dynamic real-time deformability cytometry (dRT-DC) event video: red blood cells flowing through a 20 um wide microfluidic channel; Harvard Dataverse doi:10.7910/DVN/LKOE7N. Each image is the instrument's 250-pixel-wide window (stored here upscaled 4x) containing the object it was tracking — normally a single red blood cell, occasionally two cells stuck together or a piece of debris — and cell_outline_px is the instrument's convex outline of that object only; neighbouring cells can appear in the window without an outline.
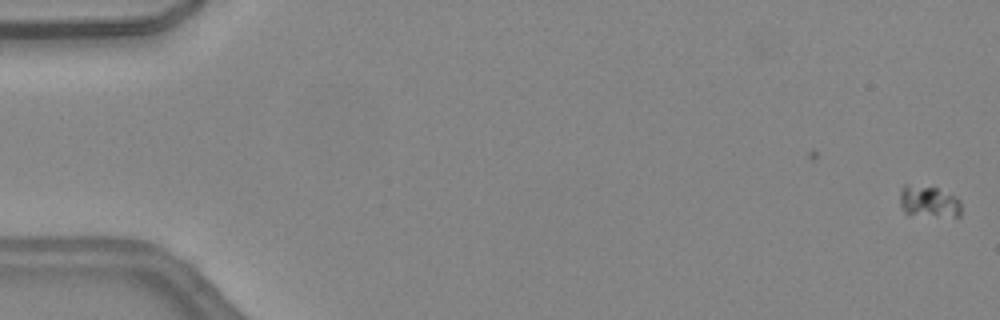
{"species": "common noctule bat (a hibernating species)", "species_latin": "Nyctalus noctula", "temperature_condition": "warm", "stored_images_in_passage": 2, "camera_frame_rate_fps": 3000, "um_per_image_px": 0.085, "animal": {"sex": "female", "body_mass_g": 24.6, "forearm_length_mm": 56.2}, "frame": {"image": 1, "passage_image": 2, "time_ms": 0.333, "image_size_px": [1000, 320], "cell_outline_px": [[960, 216], [908, 216], [900, 208], [900, 192], [904, 184], [908, 184], [936, 188], [960, 200]], "centroid_in_image_um": [78.87, 17.17], "position_along_channel_um": 6.1, "area_um2": 11.39}}